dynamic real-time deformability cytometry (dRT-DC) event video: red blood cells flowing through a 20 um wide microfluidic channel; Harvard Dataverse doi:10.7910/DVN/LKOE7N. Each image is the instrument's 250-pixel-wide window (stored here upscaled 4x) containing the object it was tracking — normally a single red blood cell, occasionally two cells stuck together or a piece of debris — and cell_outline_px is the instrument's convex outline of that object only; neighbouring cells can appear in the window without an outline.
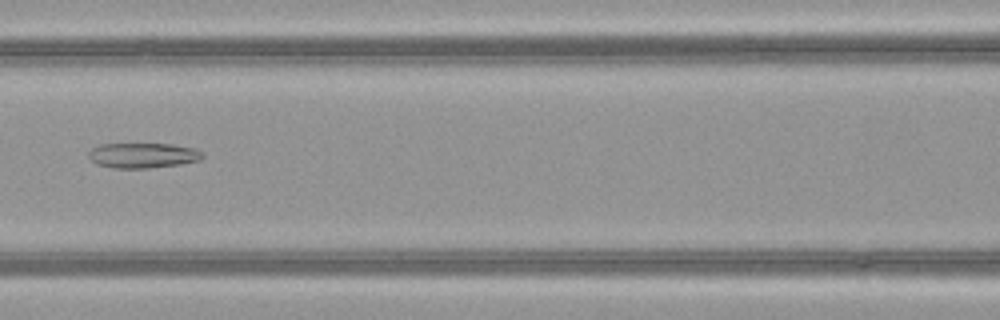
{"species": "common noctule bat (a hibernating species)", "species_latin": "Nyctalus noctula", "temperature_condition": "warm", "stored_images_in_passage": 48, "camera_frame_rate_fps": 3000, "um_per_image_px": 0.085, "animal": {"sex": "female", "body_mass_g": 21.9}, "frame": {"image": 1, "passage_image": 20, "time_ms": 6.333, "image_size_px": [1000, 320], "cell_outline_px": [[204, 156], [200, 160], [180, 164], [148, 168], [112, 168], [96, 164], [88, 156], [88, 152], [92, 148], [100, 144], [172, 144], [196, 148], [204, 152]], "centroid_in_image_um": [12.17, 13.2], "position_along_channel_um": 154.4, "area_um2": 16.82}}
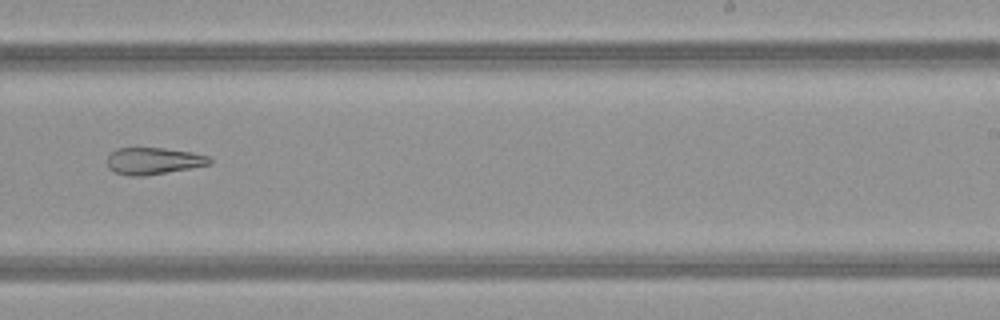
{"frame": {"image": 2, "passage_image": 29, "time_ms": 9.333, "image_size_px": [1000, 320], "cell_outline_px": [[212, 164], [192, 168], [144, 176], [128, 176], [116, 172], [108, 168], [108, 156], [116, 148], [164, 148], [192, 152], [212, 156]], "centroid_in_image_um": [13.1, 13.68], "position_along_channel_um": 275.9, "area_um2": 16.18}}
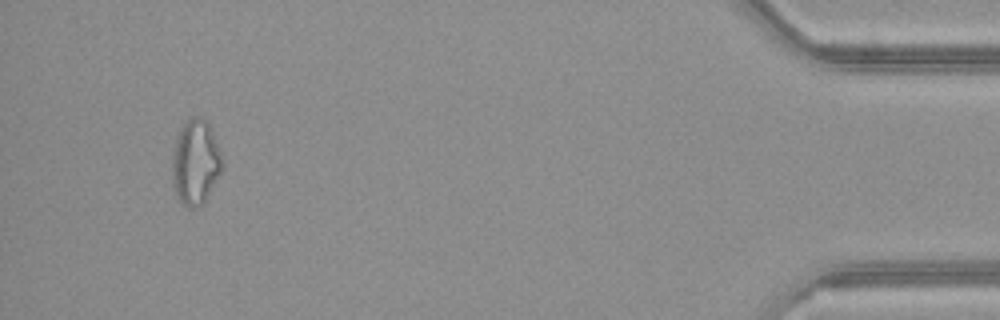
{"frame": {"image": 3, "passage_image": 45, "time_ms": 14.667, "image_size_px": [1000, 320], "cell_outline_px": [[220, 172], [200, 208], [188, 208], [176, 196], [172, 184], [172, 156], [176, 140], [180, 128], [192, 116], [196, 116], [204, 120], [208, 124], [212, 132], [220, 156]], "centroid_in_image_um": [16.56, 13.83], "position_along_channel_um": 418.6, "area_um2": 24.04}, "authors_computed_cell_mechanics": {"area_um2": 21.4438, "velocity_mm_per_s": 4.0643, "shape_relaxation_time_tau1_ms": null, "shape_relaxation_time_tau2_ms": 6.0051, "deformation_change_tau1": null, "deformation_change_tau2": 0.1561}}